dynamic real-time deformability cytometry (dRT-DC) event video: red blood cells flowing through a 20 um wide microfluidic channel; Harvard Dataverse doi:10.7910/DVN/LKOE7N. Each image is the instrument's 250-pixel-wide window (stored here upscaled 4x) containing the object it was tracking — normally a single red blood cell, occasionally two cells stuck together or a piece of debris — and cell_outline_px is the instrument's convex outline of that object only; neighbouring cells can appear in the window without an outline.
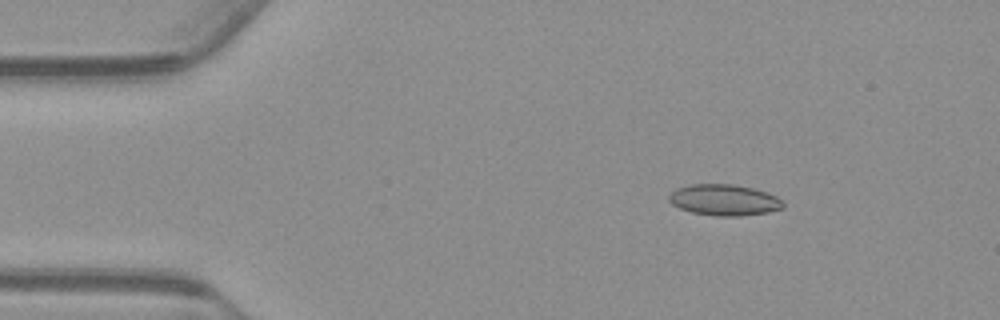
{"species": "common noctule bat (a hibernating species)", "species_latin": "Nyctalus noctula", "temperature_condition": "warm", "stored_images_in_passage": 51, "camera_frame_rate_fps": 3000, "um_per_image_px": 0.085, "animal": {"sex": "male", "body_mass_g": 23.1, "forearm_length_mm": 52.7}, "frame": {"image": 1, "passage_image": 4, "time_ms": 1.0, "image_size_px": [1000, 320], "cell_outline_px": [[784, 208], [768, 212], [740, 216], [716, 216], [692, 212], [680, 208], [672, 204], [668, 200], [668, 196], [676, 188], [692, 184], [732, 184], [752, 188], [776, 196], [784, 200]], "centroid_in_image_um": [61.56, 17.0], "position_along_channel_um": 23.4, "area_um2": 20.69}}
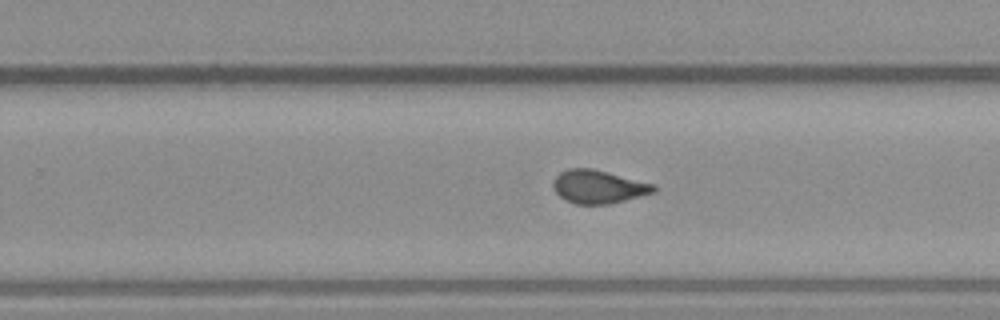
{"frame": {"image": 2, "passage_image": 30, "time_ms": 9.667, "image_size_px": [1000, 320], "cell_outline_px": [[656, 192], [608, 204], [576, 204], [560, 196], [556, 192], [552, 184], [556, 176], [560, 172], [568, 168], [592, 168], [656, 184]], "centroid_in_image_um": [50.89, 15.86], "position_along_channel_um": 278.9, "area_um2": 19.42}}
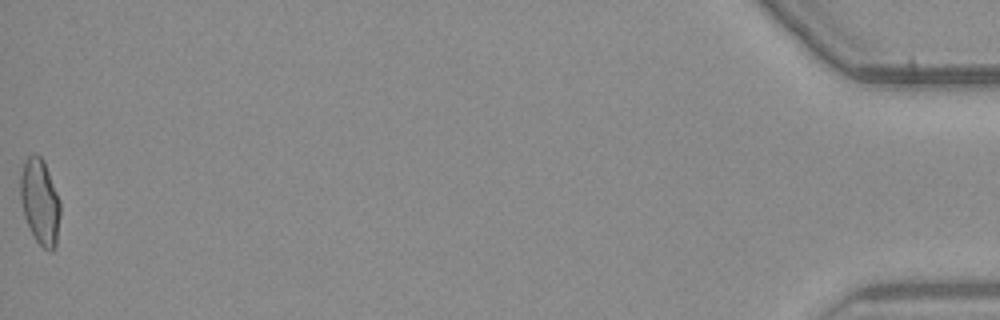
{"frame": {"image": 3, "passage_image": 51, "time_ms": 16.667, "image_size_px": [1000, 320], "cell_outline_px": [[60, 216], [56, 248], [52, 252], [48, 252], [36, 240], [24, 216], [20, 196], [20, 176], [24, 160], [32, 152], [36, 152], [44, 160], [60, 200]], "centroid_in_image_um": [3.41, 17.12], "position_along_channel_um": 431.8, "area_um2": 20.17}, "authors_computed_cell_mechanics": {"area_um2": 19.4786, "velocity_mm_per_s": 3.7542, "shape_relaxation_time_tau1_ms": null, "shape_relaxation_time_tau2_ms": 0.9564, "deformation_change_tau1": null, "deformation_change_tau2": 0.0583}}